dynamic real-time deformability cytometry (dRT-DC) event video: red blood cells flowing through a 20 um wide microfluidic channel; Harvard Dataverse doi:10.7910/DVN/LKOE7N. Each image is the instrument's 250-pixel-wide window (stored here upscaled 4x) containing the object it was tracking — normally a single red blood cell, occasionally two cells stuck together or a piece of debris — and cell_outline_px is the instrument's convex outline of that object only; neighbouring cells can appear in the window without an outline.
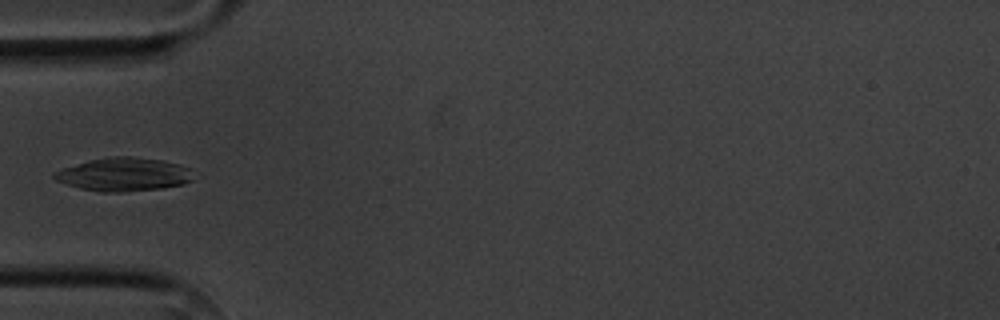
{"species": "common noctule bat (a hibernating species)", "species_latin": "Nyctalus noctula", "temperature_condition": "cold", "stored_images_in_passage": 4, "camera_frame_rate_fps": 3000, "um_per_image_px": 0.085, "animal": {"sex": "male", "body_mass_g": 20.1, "forearm_length_mm": 53.5}, "frame": {"image": 1, "passage_image": 4, "time_ms": 3.333, "image_size_px": [1000, 320], "cell_outline_px": [[192, 180], [184, 184], [164, 188], [124, 192], [100, 192], [80, 188], [56, 180], [52, 176], [52, 172], [64, 168], [92, 160], [108, 156], [132, 156], [164, 160], [180, 164], [192, 168]], "centroid_in_image_um": [10.58, 14.82], "position_along_channel_um": 74.4, "area_um2": 27.22}}